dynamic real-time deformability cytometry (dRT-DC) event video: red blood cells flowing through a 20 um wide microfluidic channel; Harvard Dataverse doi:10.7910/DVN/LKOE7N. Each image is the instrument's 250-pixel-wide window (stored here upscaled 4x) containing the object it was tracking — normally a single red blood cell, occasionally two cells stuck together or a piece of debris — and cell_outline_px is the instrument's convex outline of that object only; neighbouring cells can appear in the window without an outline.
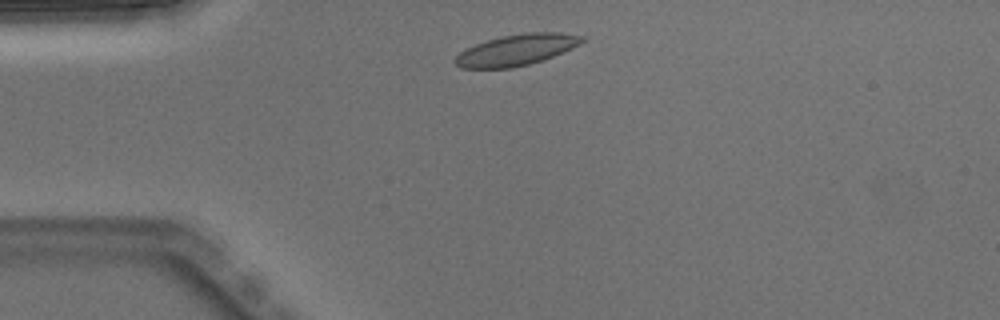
{"species": "Egyptian fruit bat (a non-hibernating species)", "species_latin": "Rousettus aegyptiacus", "temperature_condition": "warm", "stored_images_in_passage": 3, "camera_frame_rate_fps": 3000, "um_per_image_px": 0.085, "animal": {"sex": "male"}, "frame": {"image": 1, "passage_image": 1, "time_ms": 0.0, "image_size_px": [1000, 320], "cell_outline_px": [[588, 40], [572, 48], [552, 56], [528, 64], [512, 68], [460, 68], [452, 60], [460, 52], [476, 44], [488, 40], [504, 36], [528, 32], [560, 32], [584, 36]], "centroid_in_image_um": [43.92, 4.24], "position_along_channel_um": 41.1, "area_um2": 22.77}}